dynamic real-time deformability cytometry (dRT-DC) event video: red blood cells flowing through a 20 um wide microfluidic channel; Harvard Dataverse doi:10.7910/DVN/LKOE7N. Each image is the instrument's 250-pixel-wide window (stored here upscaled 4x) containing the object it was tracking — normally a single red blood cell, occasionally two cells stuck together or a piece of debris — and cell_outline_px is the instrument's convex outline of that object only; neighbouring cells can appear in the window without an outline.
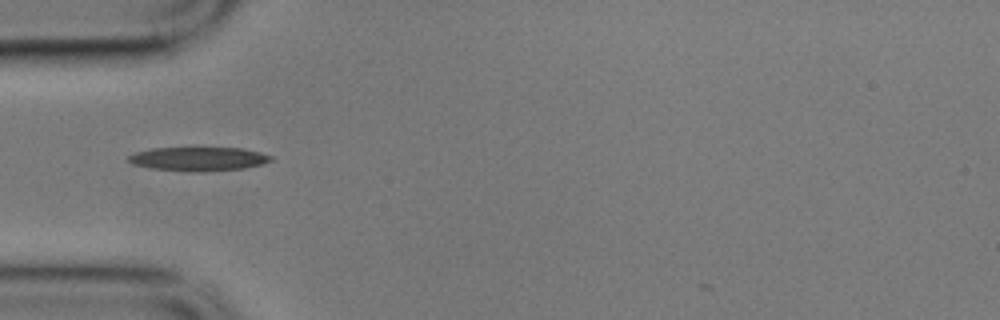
{"species": "common noctule bat (a hibernating species)", "species_latin": "Nyctalus noctula", "temperature_condition": "cold", "stored_images_in_passage": 3, "camera_frame_rate_fps": 3000, "um_per_image_px": 0.085, "animal": {"sex": "male", "body_mass_g": 17.9}, "frame": {"image": 1, "passage_image": 1, "time_ms": 0.0, "image_size_px": [1000, 320], "cell_outline_px": [[272, 160], [260, 164], [244, 168], [148, 168], [132, 164], [128, 160], [128, 156], [136, 152], [152, 148], [244, 148], [260, 152], [272, 156]], "centroid_in_image_um": [16.86, 13.44], "position_along_channel_um": 68.1, "area_um2": 18.32}}
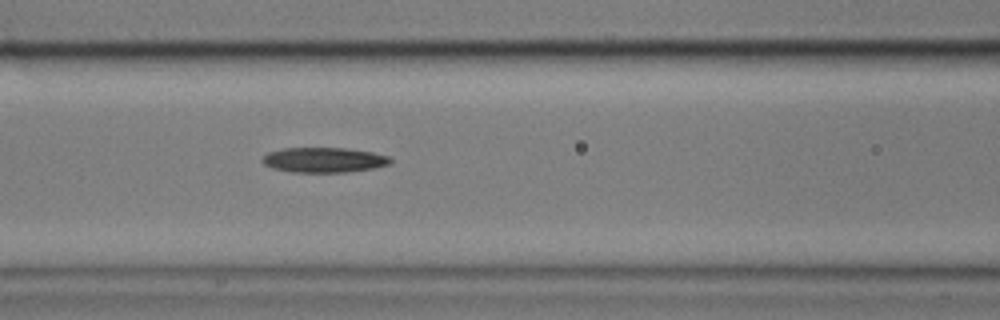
{"frame": {"image": 2, "passage_image": 3, "time_ms": 0.667, "image_size_px": [1000, 320], "cell_outline_px": [[392, 160], [388, 164], [372, 168], [344, 172], [292, 172], [272, 168], [264, 164], [260, 160], [268, 152], [284, 148], [344, 148], [372, 152], [388, 156]], "centroid_in_image_um": [27.48, 13.59], "position_along_channel_um": 139.1, "area_um2": 18.5}}